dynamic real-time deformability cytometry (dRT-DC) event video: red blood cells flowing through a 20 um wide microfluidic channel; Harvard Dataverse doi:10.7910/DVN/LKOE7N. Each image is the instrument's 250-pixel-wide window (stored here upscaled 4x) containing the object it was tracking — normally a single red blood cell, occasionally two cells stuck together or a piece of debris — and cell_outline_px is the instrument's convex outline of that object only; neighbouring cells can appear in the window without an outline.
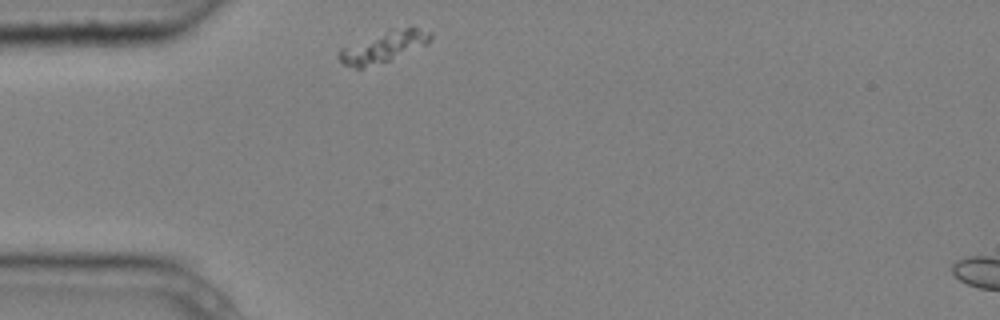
{"species": "common noctule bat (a hibernating species)", "species_latin": "Nyctalus noctula", "temperature_condition": "cold", "stored_images_in_passage": 2, "camera_frame_rate_fps": 3000, "um_per_image_px": 0.085, "animal": {"sex": "male", "body_mass_g": 20.4}, "frame": {"image": 1, "passage_image": 1, "time_ms": 0.0, "image_size_px": [1000, 320], "cell_outline_px": [[432, 40], [428, 44], [388, 60], [364, 68], [356, 68], [344, 64], [336, 56], [340, 48], [412, 24], [432, 32]], "centroid_in_image_um": [32.68, 3.97], "position_along_channel_um": 52.3, "area_um2": 16.18}}